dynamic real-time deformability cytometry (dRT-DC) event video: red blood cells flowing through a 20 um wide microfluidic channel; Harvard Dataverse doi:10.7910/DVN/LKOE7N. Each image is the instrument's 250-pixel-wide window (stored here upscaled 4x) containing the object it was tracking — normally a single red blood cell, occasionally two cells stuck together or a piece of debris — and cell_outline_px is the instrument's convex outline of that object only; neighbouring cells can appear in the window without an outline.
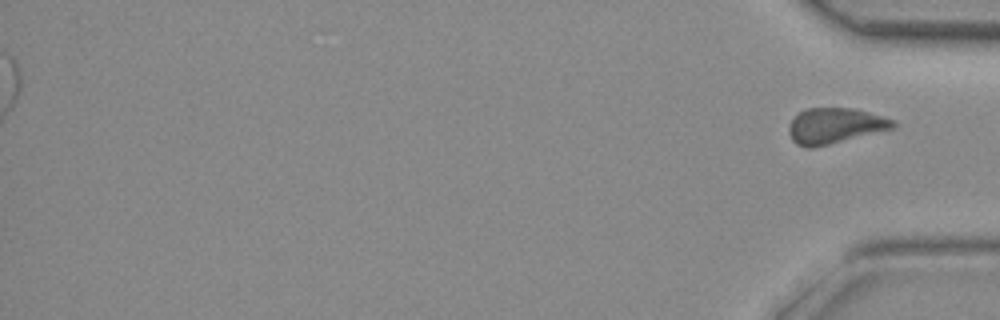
{"species": "common noctule bat (a hibernating species)", "species_latin": "Nyctalus noctula", "temperature_condition": "room temperature", "stored_images_in_passage": 30, "segment_of_instrument_passage": [2, 2], "camera_frame_rate_fps": 3000, "um_per_image_px": 0.085, "animal": {"sex": "female", "body_mass_g": 29.2, "forearm_length_mm": 56.3}, "frame": {"image": 1, "passage_image": 30, "time_ms": 9.667, "image_size_px": [1000, 320], "cell_outline_px": [[896, 128], [812, 148], [804, 148], [796, 144], [792, 140], [788, 132], [788, 124], [800, 112], [808, 108], [852, 108], [868, 112], [896, 120]], "centroid_in_image_um": [70.97, 10.7], "position_along_channel_um": 364.2, "area_um2": 21.68}}